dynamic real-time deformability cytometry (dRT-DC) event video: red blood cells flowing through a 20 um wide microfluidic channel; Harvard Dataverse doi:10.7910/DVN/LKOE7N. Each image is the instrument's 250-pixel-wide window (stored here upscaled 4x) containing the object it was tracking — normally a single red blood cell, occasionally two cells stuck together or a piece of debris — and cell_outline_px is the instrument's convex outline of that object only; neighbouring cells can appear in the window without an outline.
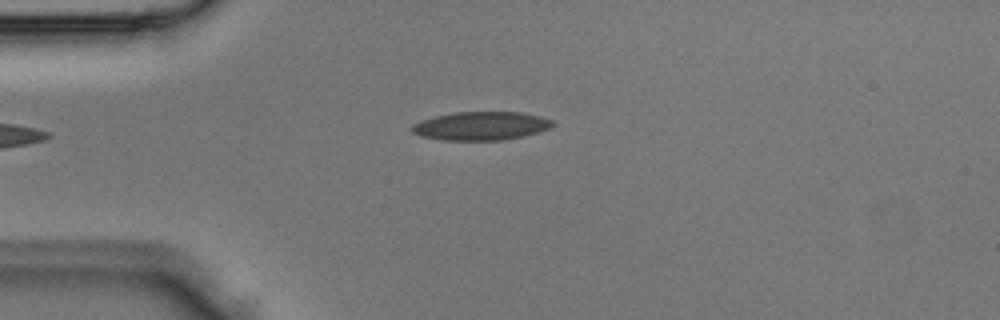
{"species": "Egyptian fruit bat (a non-hibernating species)", "species_latin": "Rousettus aegyptiacus", "temperature_condition": "room temperature", "stored_images_in_passage": 4, "camera_frame_rate_fps": 3000, "um_per_image_px": 0.085, "animal": {"sex": "male"}, "frame": {"image": 1, "passage_image": 3, "time_ms": 0.667, "image_size_px": [1000, 320], "cell_outline_px": [[556, 124], [548, 128], [524, 136], [504, 140], [444, 140], [420, 136], [412, 132], [412, 124], [420, 120], [432, 116], [456, 112], [520, 112], [540, 116], [552, 120]], "centroid_in_image_um": [40.86, 10.7], "position_along_channel_um": 44.1, "area_um2": 23.41}}
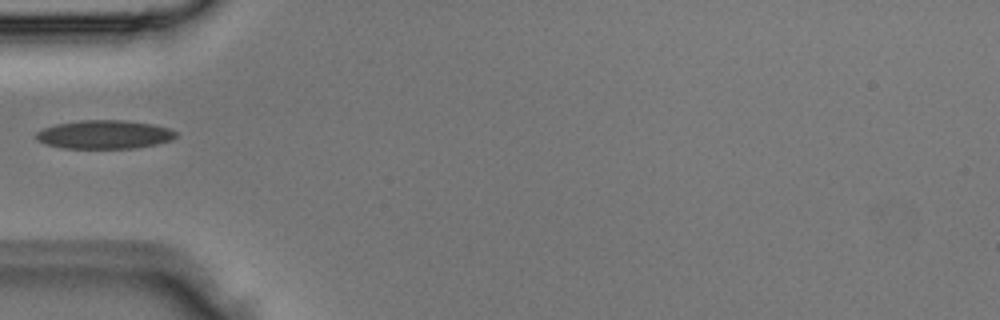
{"frame": {"image": 2, "passage_image": 4, "time_ms": 1.0, "image_size_px": [1000, 320], "cell_outline_px": [[176, 136], [172, 140], [156, 144], [136, 148], [60, 148], [44, 144], [36, 140], [36, 132], [44, 128], [56, 124], [80, 120], [124, 120], [152, 124], [168, 128], [176, 132]], "centroid_in_image_um": [8.84, 11.44], "position_along_channel_um": 76.2, "area_um2": 23.35}}